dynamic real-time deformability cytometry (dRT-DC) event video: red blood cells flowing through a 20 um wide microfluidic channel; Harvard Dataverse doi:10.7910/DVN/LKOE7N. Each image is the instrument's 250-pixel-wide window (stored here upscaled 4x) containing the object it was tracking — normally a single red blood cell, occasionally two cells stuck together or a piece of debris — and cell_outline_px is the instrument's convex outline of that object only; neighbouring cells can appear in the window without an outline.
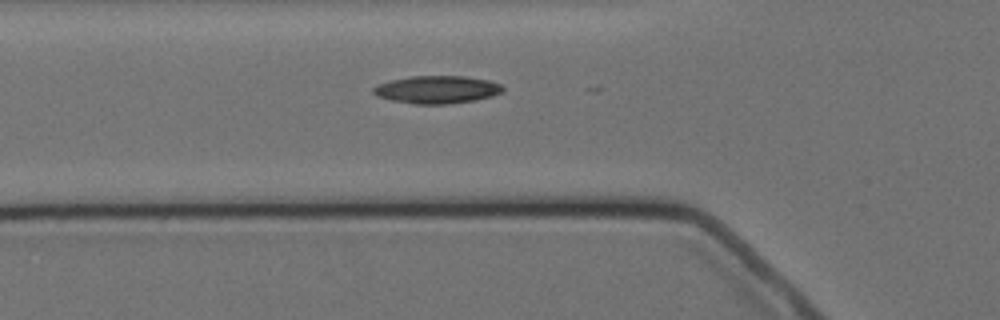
{"species": "Egyptian fruit bat (a non-hibernating species)", "species_latin": "Rousettus aegyptiacus", "temperature_condition": "cold", "stored_images_in_passage": 6, "camera_frame_rate_fps": 3000, "um_per_image_px": 0.085, "animal": {"sex": "female"}, "frame": {"image": 1, "passage_image": 6, "time_ms": 6.0, "image_size_px": [1000, 320], "cell_outline_px": [[504, 92], [492, 96], [476, 100], [448, 104], [416, 104], [392, 100], [376, 96], [372, 92], [372, 88], [376, 84], [392, 80], [412, 76], [468, 76], [488, 80], [500, 84], [504, 88]], "centroid_in_image_um": [37.15, 7.61], "position_along_channel_um": 88.6, "area_um2": 21.04}}